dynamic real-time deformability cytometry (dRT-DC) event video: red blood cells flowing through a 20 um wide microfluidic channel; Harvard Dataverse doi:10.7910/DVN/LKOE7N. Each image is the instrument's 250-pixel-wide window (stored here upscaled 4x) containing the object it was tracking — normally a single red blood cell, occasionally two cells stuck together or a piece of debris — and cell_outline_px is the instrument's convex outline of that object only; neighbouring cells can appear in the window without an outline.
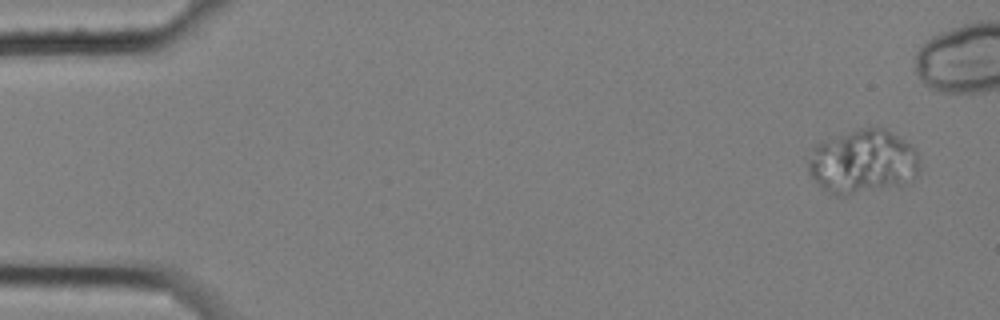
{"species": "common noctule bat (a hibernating species)", "species_latin": "Nyctalus noctula", "temperature_condition": "cold", "stored_images_in_passage": 6, "camera_frame_rate_fps": 3000, "um_per_image_px": 0.085, "animal": {"sex": "female", "body_mass_g": 25.1}, "frame": {"image": 1, "passage_image": 1, "time_ms": 0.0, "image_size_px": [1000, 320], "cell_outline_px": [[920, 156], [916, 172], [912, 180], [900, 184], [848, 196], [836, 196], [824, 188], [808, 172], [804, 156], [816, 144], [856, 128], [888, 128], [912, 144], [916, 148]], "centroid_in_image_um": [73.31, 13.72], "position_along_channel_um": 11.7, "area_um2": 42.08}}